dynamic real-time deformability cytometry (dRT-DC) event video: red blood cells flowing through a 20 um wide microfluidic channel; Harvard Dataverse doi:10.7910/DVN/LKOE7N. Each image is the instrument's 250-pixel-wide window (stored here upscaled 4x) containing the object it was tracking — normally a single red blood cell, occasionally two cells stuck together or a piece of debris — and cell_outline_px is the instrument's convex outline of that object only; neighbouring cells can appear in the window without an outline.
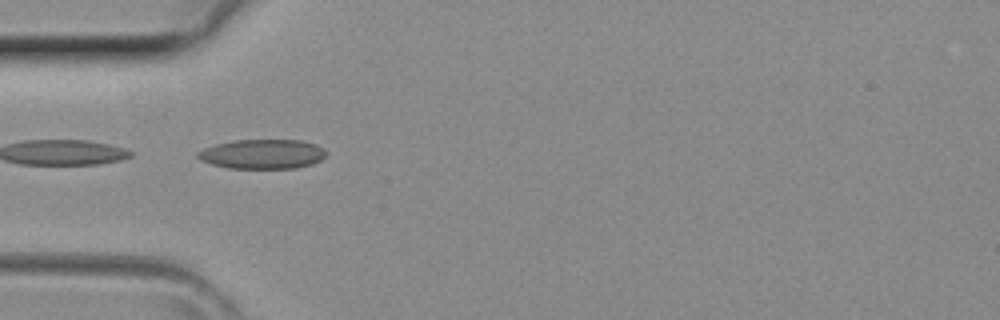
{"species": "common noctule bat (a hibernating species)", "species_latin": "Nyctalus noctula", "temperature_condition": "room temperature", "stored_images_in_passage": 41, "camera_frame_rate_fps": 3000, "um_per_image_px": 0.085, "animal": {"sex": "female", "body_mass_g": 29.2, "forearm_length_mm": 56.3}, "frame": {"image": 1, "passage_image": 12, "time_ms": 3.667, "image_size_px": [1000, 320], "cell_outline_px": [[324, 156], [320, 160], [312, 164], [296, 168], [228, 168], [212, 164], [200, 160], [196, 156], [196, 152], [204, 148], [216, 144], [236, 140], [300, 140], [316, 144], [324, 148]], "centroid_in_image_um": [22.28, 13.09], "position_along_channel_um": 62.7, "area_um2": 22.02}}
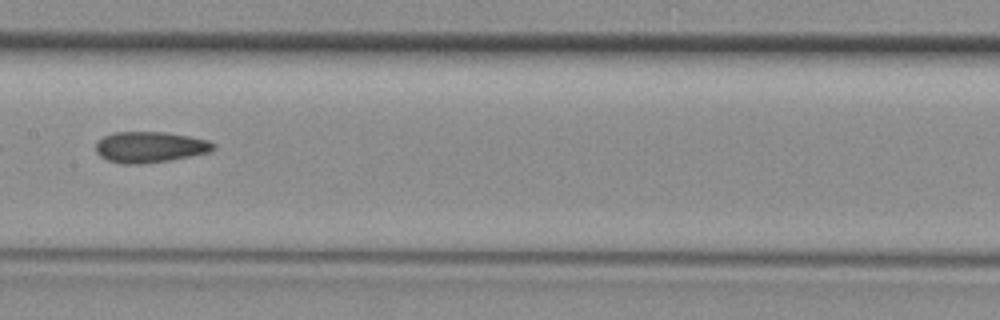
{"frame": {"image": 2, "passage_image": 20, "time_ms": 6.333, "image_size_px": [1000, 320], "cell_outline_px": [[216, 148], [212, 152], [172, 160], [140, 164], [120, 164], [108, 160], [100, 156], [96, 152], [96, 140], [104, 136], [116, 132], [164, 132], [188, 136], [208, 140], [216, 144]], "centroid_in_image_um": [12.77, 12.51], "position_along_channel_um": 194.6, "area_um2": 21.44}}
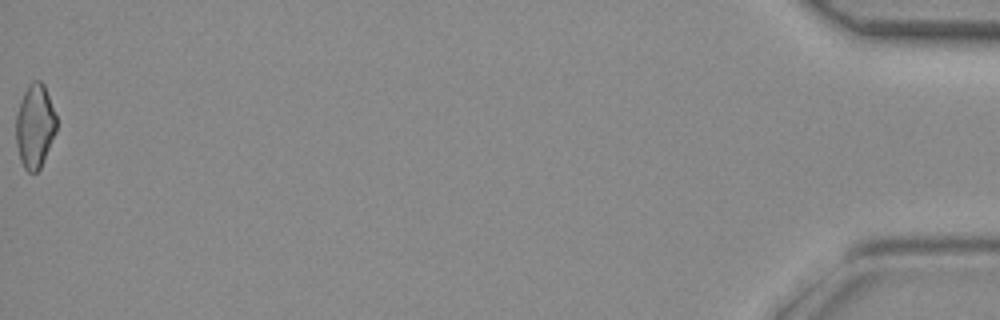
{"frame": {"image": 3, "passage_image": 41, "time_ms": 13.333, "image_size_px": [1000, 320], "cell_outline_px": [[56, 132], [40, 168], [36, 172], [28, 172], [24, 168], [20, 160], [16, 144], [16, 116], [24, 92], [28, 84], [32, 80], [40, 80], [44, 84], [56, 116]], "centroid_in_image_um": [2.96, 10.72], "position_along_channel_um": 432.2, "area_um2": 19.65}}